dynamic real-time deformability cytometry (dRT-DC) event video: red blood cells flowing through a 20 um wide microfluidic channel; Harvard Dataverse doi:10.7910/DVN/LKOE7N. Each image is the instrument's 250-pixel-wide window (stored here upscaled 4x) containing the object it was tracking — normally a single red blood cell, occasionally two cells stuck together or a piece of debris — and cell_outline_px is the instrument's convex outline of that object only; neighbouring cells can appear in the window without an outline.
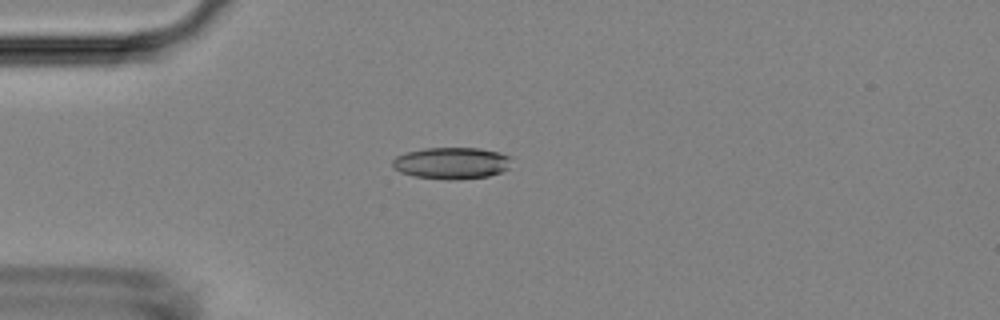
{"species": "Egyptian fruit bat (a non-hibernating species)", "species_latin": "Rousettus aegyptiacus", "temperature_condition": "room temperature", "stored_images_in_passage": 40, "camera_frame_rate_fps": 3000, "um_per_image_px": 0.085, "animal": {"sex": "female"}, "frame": {"image": 1, "passage_image": 1, "time_ms": 0.0, "image_size_px": [1000, 320], "cell_outline_px": [[512, 156], [508, 168], [500, 172], [488, 176], [460, 180], [448, 180], [412, 176], [400, 172], [392, 168], [392, 160], [396, 156], [408, 152], [424, 148], [480, 148], [500, 152]], "centroid_in_image_um": [38.38, 13.87], "position_along_channel_um": 46.6, "area_um2": 22.25}}
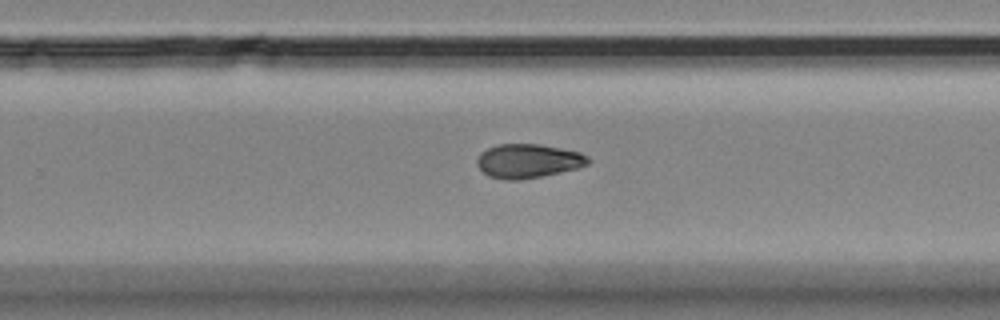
{"frame": {"image": 2, "passage_image": 21, "time_ms": 6.667, "image_size_px": [1000, 320], "cell_outline_px": [[592, 160], [588, 164], [580, 168], [520, 180], [504, 180], [488, 176], [476, 164], [476, 160], [480, 152], [496, 144], [540, 144], [580, 152], [588, 156]], "centroid_in_image_um": [44.89, 13.68], "position_along_channel_um": 284.9, "area_um2": 22.2}}
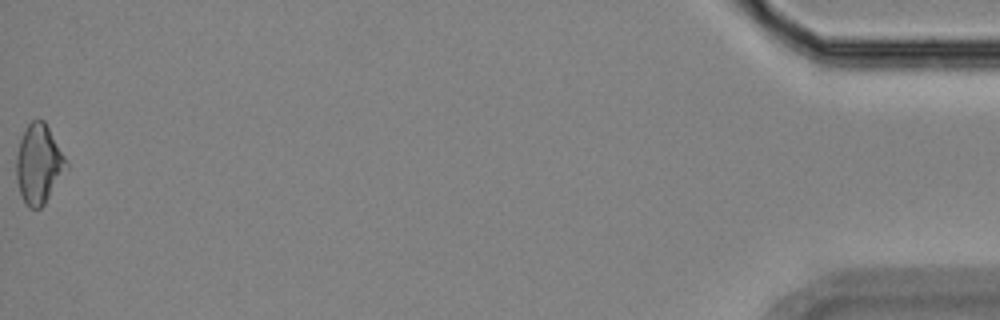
{"frame": {"image": 3, "passage_image": 40, "time_ms": 13.0, "image_size_px": [1000, 320], "cell_outline_px": [[68, 168], [44, 204], [40, 208], [28, 208], [20, 192], [16, 180], [16, 156], [20, 140], [28, 124], [36, 116], [44, 120], [64, 156], [68, 164]], "centroid_in_image_um": [3.29, 13.93], "position_along_channel_um": 431.9, "area_um2": 22.95}}